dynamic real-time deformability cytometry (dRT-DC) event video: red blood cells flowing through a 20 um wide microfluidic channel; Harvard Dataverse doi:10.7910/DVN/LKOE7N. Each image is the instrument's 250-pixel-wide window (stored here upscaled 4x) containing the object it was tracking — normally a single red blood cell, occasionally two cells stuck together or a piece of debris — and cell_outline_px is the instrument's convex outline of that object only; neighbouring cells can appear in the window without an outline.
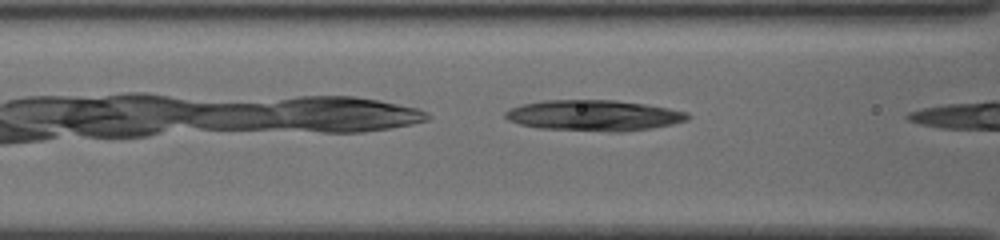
{"species": "common noctule bat (a hibernating species)", "species_latin": "Nyctalus noctula", "temperature_condition": "cold", "stored_images_in_passage": 6, "camera_frame_rate_fps": 3000, "um_per_image_px": 0.085, "animal": {"sex": "female", "body_mass_g": 19.5, "forearm_length_mm": 54.1}, "frame": {"image": 1, "passage_image": 5, "time_ms": 1.333, "image_size_px": [1000, 240], "cell_outline_px": [[692, 116], [688, 120], [672, 124], [652, 128], [620, 132], [608, 132], [536, 128], [520, 124], [508, 120], [504, 116], [504, 112], [512, 108], [524, 104], [544, 100], [612, 100], [644, 104], [668, 108], [688, 112]], "centroid_in_image_um": [50.5, 9.82], "position_along_channel_um": 116.1, "area_um2": 32.83}}